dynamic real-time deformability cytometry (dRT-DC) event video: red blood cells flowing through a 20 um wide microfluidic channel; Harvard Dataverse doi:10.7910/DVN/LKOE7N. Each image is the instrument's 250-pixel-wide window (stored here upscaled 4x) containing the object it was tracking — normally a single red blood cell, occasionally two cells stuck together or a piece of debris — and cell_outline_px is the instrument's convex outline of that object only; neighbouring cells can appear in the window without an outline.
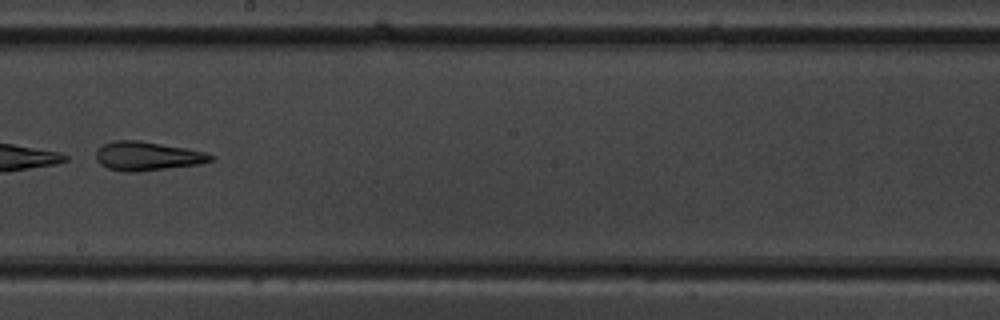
{"species": "common noctule bat (a hibernating species)", "species_latin": "Nyctalus noctula", "temperature_condition": "warm", "stored_images_in_passage": 6, "camera_frame_rate_fps": 3000, "um_per_image_px": 0.085, "animal": {"sex": "male", "body_mass_g": 19.5, "forearm_length_mm": 54.6}, "frame": {"image": 1, "passage_image": 5, "time_ms": 4.667, "image_size_px": [1000, 320], "cell_outline_px": [[212, 160], [200, 164], [136, 172], [124, 172], [108, 168], [100, 164], [96, 160], [96, 148], [112, 140], [140, 140], [188, 148], [204, 152], [212, 156]], "centroid_in_image_um": [12.47, 13.26], "position_along_channel_um": 235.7, "area_um2": 19.42}}
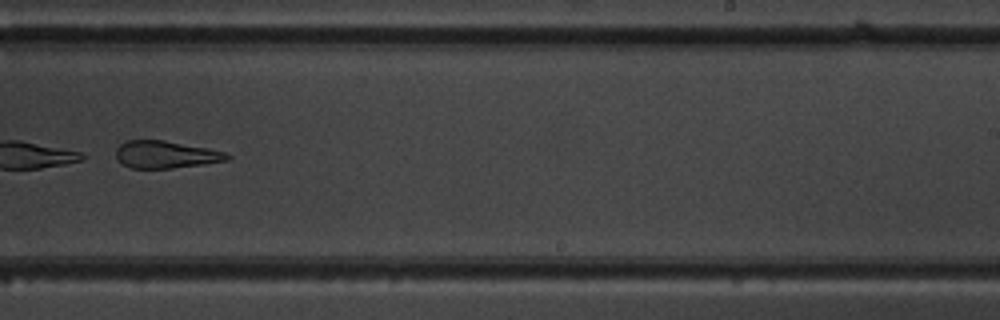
{"frame": {"image": 2, "passage_image": 6, "time_ms": 5.667, "image_size_px": [1000, 320], "cell_outline_px": [[232, 156], [228, 160], [204, 164], [172, 168], [132, 168], [116, 160], [116, 148], [124, 140], [164, 140], [208, 148], [228, 152]], "centroid_in_image_um": [14.1, 13.13], "position_along_channel_um": 274.9, "area_um2": 17.86}}